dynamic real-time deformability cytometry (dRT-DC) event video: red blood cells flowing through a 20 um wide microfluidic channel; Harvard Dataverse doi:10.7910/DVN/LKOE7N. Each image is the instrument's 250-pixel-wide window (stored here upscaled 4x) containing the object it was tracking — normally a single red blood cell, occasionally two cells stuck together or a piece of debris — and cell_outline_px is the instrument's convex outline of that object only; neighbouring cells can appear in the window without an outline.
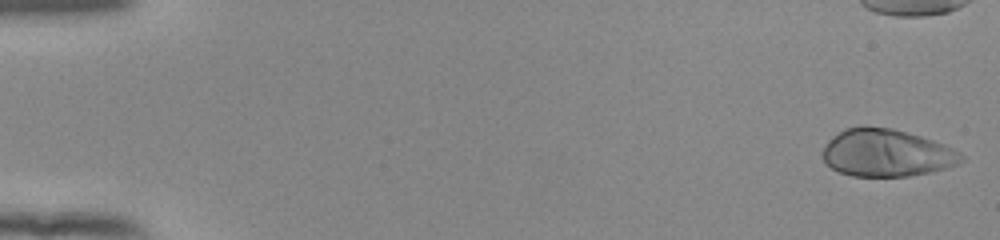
{"species": "human", "species_latin": "Homo sapiens", "temperature_condition": "room temperature", "stored_images_in_passage": 42, "camera_frame_rate_fps": 3000, "um_per_image_px": 0.085, "donor": {"sex": "female"}, "frame": {"image": 1, "passage_image": 1, "time_ms": 0.0, "image_size_px": [1000, 240], "cell_outline_px": [[964, 160], [960, 164], [948, 168], [908, 176], [852, 176], [840, 172], [832, 168], [820, 156], [820, 152], [828, 140], [832, 136], [844, 128], [864, 124], [892, 128], [920, 136], [944, 144], [960, 152], [964, 156]], "centroid_in_image_um": [75.33, 12.98], "position_along_channel_um": 9.7, "area_um2": 38.84}}
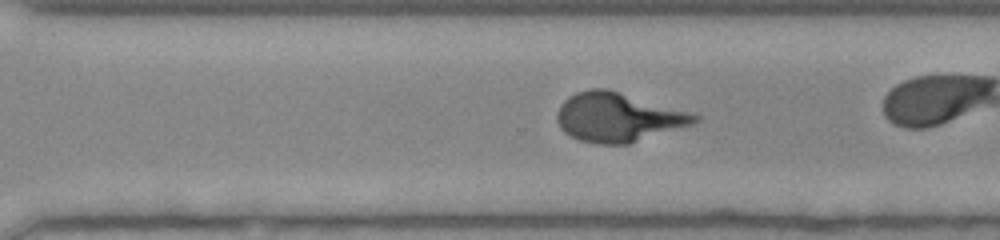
{"frame": {"image": 2, "passage_image": 37, "time_ms": 12.0, "image_size_px": [1000, 240], "cell_outline_px": [[700, 120], [692, 124], [628, 144], [596, 144], [580, 140], [564, 132], [560, 128], [556, 120], [556, 112], [560, 104], [568, 96], [576, 92], [588, 88], [608, 88], [700, 116]], "centroid_in_image_um": [52.46, 9.96], "position_along_channel_um": 318.1, "area_um2": 39.13}}